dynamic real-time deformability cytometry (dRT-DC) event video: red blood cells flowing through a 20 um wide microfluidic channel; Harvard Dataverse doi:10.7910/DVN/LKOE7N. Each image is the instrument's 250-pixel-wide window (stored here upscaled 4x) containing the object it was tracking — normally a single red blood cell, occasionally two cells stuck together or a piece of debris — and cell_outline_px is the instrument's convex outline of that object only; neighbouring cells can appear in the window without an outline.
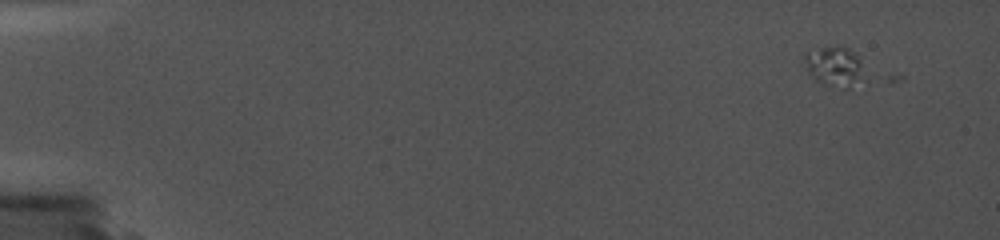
{"species": "common noctule bat (a hibernating species)", "species_latin": "Nyctalus noctula", "temperature_condition": "cold", "stored_images_in_passage": 9, "camera_frame_rate_fps": 5000, "um_per_image_px": 0.085, "animal": {"sex": "female", "body_mass_g": 19.0, "forearm_length_mm": 56.7}, "frame": {"image": 1, "passage_image": 6, "time_ms": 1.0, "image_size_px": [1000, 240], "cell_outline_px": [[860, 64], [856, 76], [848, 88], [816, 80], [804, 68], [804, 52], [820, 48], [840, 44], [848, 48], [860, 56]], "centroid_in_image_um": [70.79, 5.51], "position_along_channel_um": 14.2, "area_um2": 13.01}}